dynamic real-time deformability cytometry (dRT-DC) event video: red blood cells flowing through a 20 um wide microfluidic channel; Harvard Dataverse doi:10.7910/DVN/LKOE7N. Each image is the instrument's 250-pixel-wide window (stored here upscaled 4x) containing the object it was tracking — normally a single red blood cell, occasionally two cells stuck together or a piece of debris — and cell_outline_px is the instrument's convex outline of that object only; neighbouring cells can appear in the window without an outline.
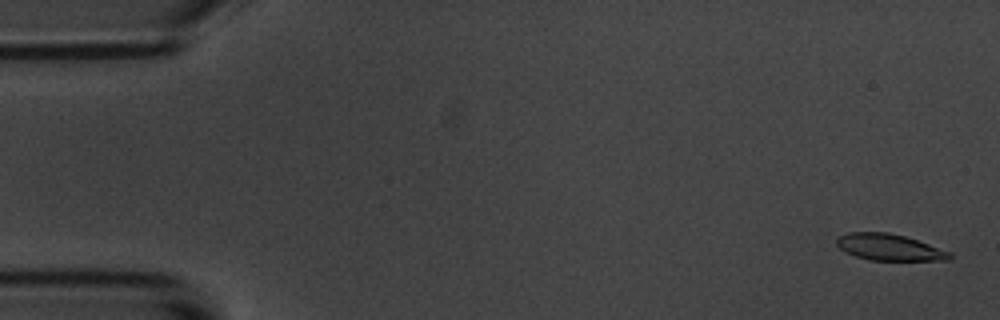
{"species": "common noctule bat (a hibernating species)", "species_latin": "Nyctalus noctula", "temperature_condition": "room temperature", "stored_images_in_passage": 56, "camera_frame_rate_fps": 3000, "um_per_image_px": 0.085, "animal": {"sex": "male", "body_mass_g": 20.1, "forearm_length_mm": 53.5}, "frame": {"image": 1, "passage_image": 2, "time_ms": 0.333, "image_size_px": [1000, 320], "cell_outline_px": [[952, 260], [868, 260], [844, 252], [836, 244], [836, 236], [848, 232], [888, 232], [904, 236], [952, 252]], "centroid_in_image_um": [75.56, 21.01], "position_along_channel_um": 9.4, "area_um2": 17.51}}
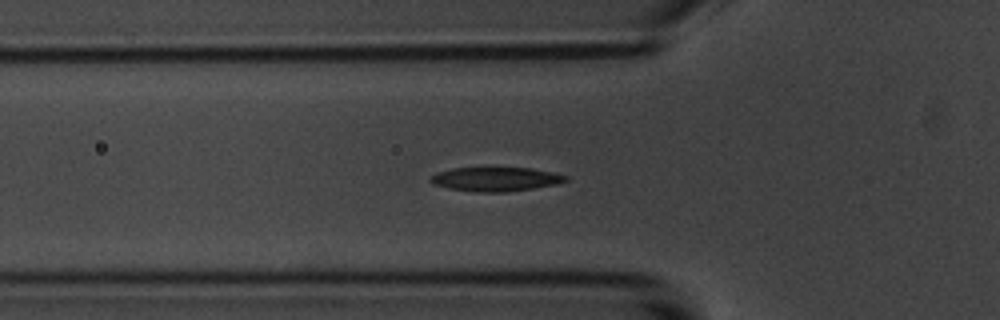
{"frame": {"image": 2, "passage_image": 19, "time_ms": 6.0, "image_size_px": [1000, 320], "cell_outline_px": [[568, 180], [556, 184], [508, 192], [476, 192], [448, 188], [432, 184], [428, 180], [436, 172], [452, 168], [532, 168], [552, 172], [568, 176]], "centroid_in_image_um": [42.1, 15.23], "position_along_channel_um": 83.7, "area_um2": 18.96}}
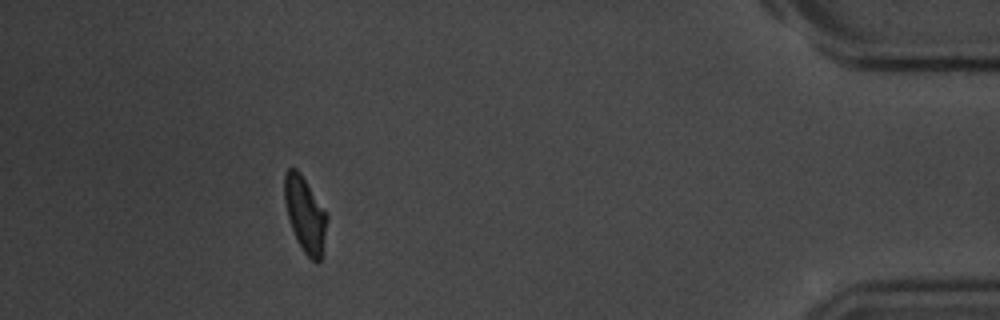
{"frame": {"image": 3, "passage_image": 51, "time_ms": 16.667, "image_size_px": [1000, 320], "cell_outline_px": [[328, 220], [320, 260], [316, 264], [304, 252], [292, 228], [288, 216], [284, 200], [284, 176], [288, 168], [296, 168], [300, 172], [328, 216]], "centroid_in_image_um": [25.93, 18.2], "position_along_channel_um": 409.3, "area_um2": 18.21}, "authors_computed_cell_mechanics": {"area_um2": 18.9295, "velocity_mm_per_s": 3.5778, "shape_relaxation_time_tau1_ms": 4.323, "shape_relaxation_time_tau2_ms": 7.2683, "deformation_change_tau1": 0.1637, "deformation_change_tau2": 0.1509}}